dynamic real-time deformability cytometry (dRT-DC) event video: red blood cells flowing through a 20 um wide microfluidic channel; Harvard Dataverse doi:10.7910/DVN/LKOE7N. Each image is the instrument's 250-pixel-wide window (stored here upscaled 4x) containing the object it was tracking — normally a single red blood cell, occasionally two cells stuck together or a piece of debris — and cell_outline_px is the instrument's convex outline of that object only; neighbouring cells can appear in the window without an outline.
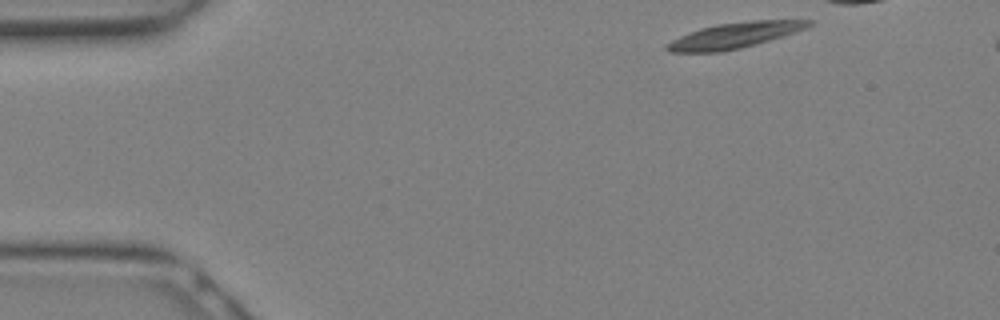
{"species": "Egyptian fruit bat (a non-hibernating species)", "species_latin": "Rousettus aegyptiacus", "temperature_condition": "warm", "stored_images_in_passage": 18, "camera_frame_rate_fps": 3000, "um_per_image_px": 0.085, "animal": {"sex": "female"}, "frame": {"image": 1, "passage_image": 1, "time_ms": 0.0, "image_size_px": [1000, 320], "cell_outline_px": [[812, 24], [808, 28], [796, 32], [740, 48], [720, 52], [668, 52], [664, 48], [672, 40], [680, 36], [700, 28], [716, 24], [752, 20], [812, 20]], "centroid_in_image_um": [62.43, 3.0], "position_along_channel_um": 22.6, "area_um2": 20.98}}
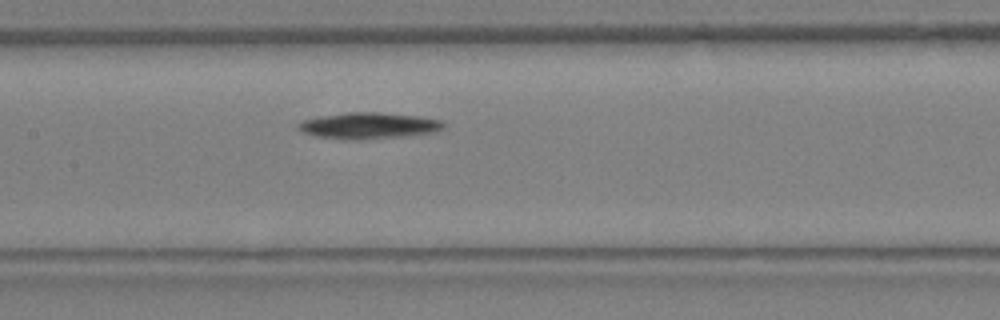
{"frame": {"image": 2, "passage_image": 11, "time_ms": 3.333, "image_size_px": [1000, 320], "cell_outline_px": [[444, 128], [432, 132], [396, 136], [352, 140], [320, 136], [304, 132], [300, 128], [300, 124], [304, 120], [324, 116], [348, 112], [376, 112], [420, 116], [440, 120], [444, 124]], "centroid_in_image_um": [31.39, 10.66], "position_along_channel_um": 176.0, "area_um2": 21.33}}
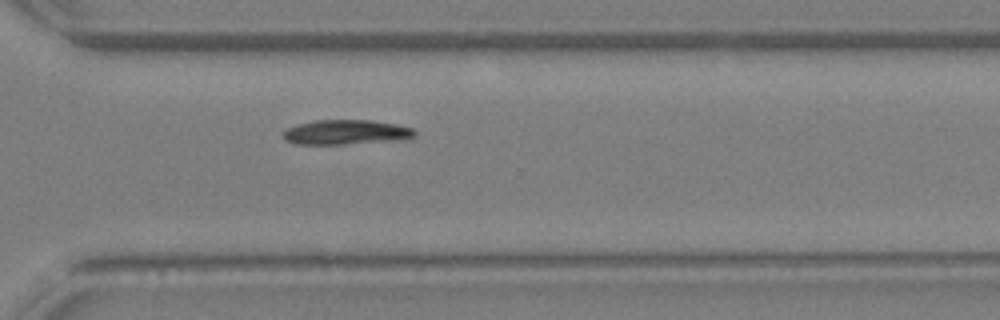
{"frame": {"image": 3, "passage_image": 18, "time_ms": 5.667, "image_size_px": [1000, 320], "cell_outline_px": [[416, 136], [408, 140], [340, 144], [296, 144], [288, 140], [280, 132], [288, 128], [312, 120], [372, 120], [396, 124], [412, 128], [416, 132]], "centroid_in_image_um": [29.48, 11.24], "position_along_channel_um": 341.1, "area_um2": 19.07}}